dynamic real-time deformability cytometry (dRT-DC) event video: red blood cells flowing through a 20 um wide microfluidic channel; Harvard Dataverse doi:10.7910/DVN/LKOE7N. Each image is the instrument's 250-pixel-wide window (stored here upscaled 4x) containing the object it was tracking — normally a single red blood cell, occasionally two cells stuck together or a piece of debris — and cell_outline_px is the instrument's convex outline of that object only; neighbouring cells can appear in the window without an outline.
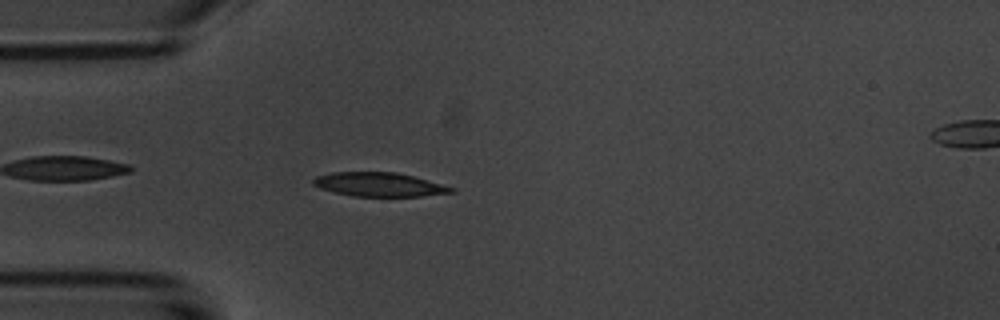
{"species": "common noctule bat (a hibernating species)", "species_latin": "Nyctalus noctula", "temperature_condition": "room temperature", "stored_images_in_passage": 6, "camera_frame_rate_fps": 3000, "um_per_image_px": 0.085, "animal": {"sex": "male", "body_mass_g": 20.1, "forearm_length_mm": 53.5}, "frame": {"image": 1, "passage_image": 5, "time_ms": 4.667, "image_size_px": [1000, 320], "cell_outline_px": [[456, 192], [420, 196], [352, 196], [320, 188], [312, 184], [312, 180], [316, 176], [332, 172], [396, 172], [412, 176], [456, 188]], "centroid_in_image_um": [32.22, 15.68], "position_along_channel_um": 52.8, "area_um2": 19.13}}